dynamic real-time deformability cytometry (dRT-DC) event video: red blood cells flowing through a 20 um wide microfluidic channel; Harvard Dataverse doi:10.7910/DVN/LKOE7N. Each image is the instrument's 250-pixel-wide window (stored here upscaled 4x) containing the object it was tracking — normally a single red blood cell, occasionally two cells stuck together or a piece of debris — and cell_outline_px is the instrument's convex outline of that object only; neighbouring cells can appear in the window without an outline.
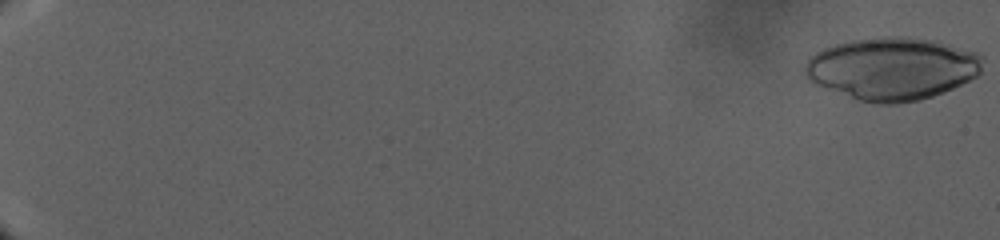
{"species": "human", "species_latin": "Homo sapiens", "temperature_condition": "warm", "stored_images_in_passage": 73, "camera_frame_rate_fps": 3000, "um_per_image_px": 0.085, "donor": {"sex": "male"}, "frame": {"image": 1, "passage_image": 1, "time_ms": 0.0, "image_size_px": [1000, 240], "cell_outline_px": [[984, 56], [980, 72], [976, 76], [944, 92], [920, 100], [896, 104], [880, 104], [860, 100], [816, 84], [808, 80], [804, 76], [804, 64], [816, 52], [824, 48], [836, 44], [852, 40], [884, 36], [908, 36], [936, 40], [976, 52]], "centroid_in_image_um": [75.85, 5.81], "position_along_channel_um": 9.2, "area_um2": 64.85}}
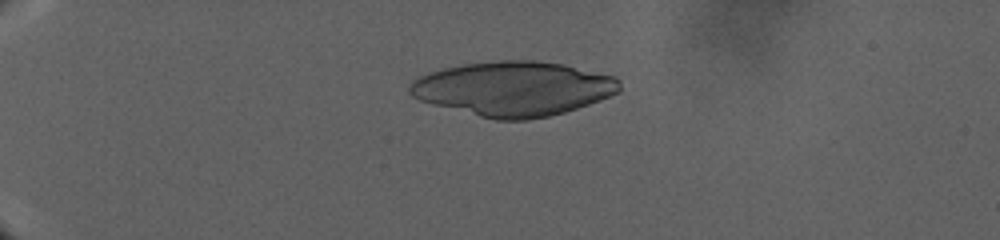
{"frame": {"image": 2, "passage_image": 51, "time_ms": 11.667, "image_size_px": [1000, 240], "cell_outline_px": [[620, 88], [616, 92], [600, 100], [564, 112], [548, 116], [528, 120], [496, 120], [432, 104], [420, 100], [412, 96], [408, 92], [408, 84], [412, 80], [428, 72], [460, 64], [500, 60], [536, 60], [564, 64], [616, 76], [620, 80]], "centroid_in_image_um": [43.62, 7.52], "position_along_channel_um": 41.4, "area_um2": 66.76}}